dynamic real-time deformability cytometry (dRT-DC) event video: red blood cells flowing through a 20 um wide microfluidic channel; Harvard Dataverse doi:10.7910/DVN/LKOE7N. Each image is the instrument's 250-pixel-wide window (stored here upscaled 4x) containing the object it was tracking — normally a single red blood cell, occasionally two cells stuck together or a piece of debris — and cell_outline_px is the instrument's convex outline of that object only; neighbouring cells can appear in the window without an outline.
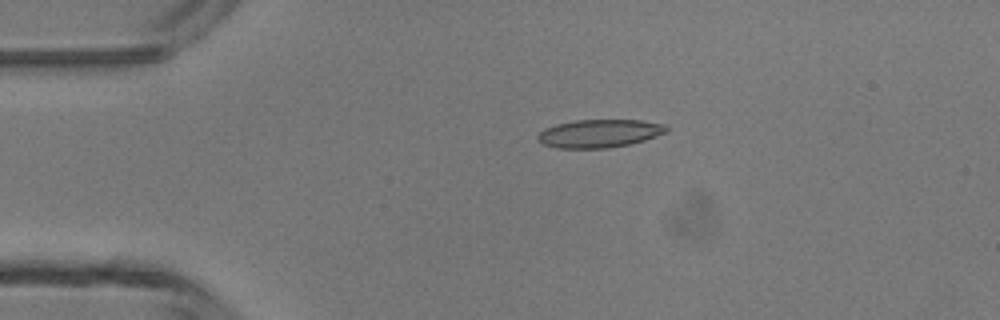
{"species": "common noctule bat (a hibernating species)", "species_latin": "Nyctalus noctula", "temperature_condition": "room temperature", "stored_images_in_passage": 3, "camera_frame_rate_fps": 3000, "um_per_image_px": 0.085, "animal": {"sex": "male", "body_mass_g": 13.3}, "frame": {"image": 1, "passage_image": 2, "time_ms": 1.0, "image_size_px": [1000, 320], "cell_outline_px": [[668, 132], [644, 140], [628, 144], [608, 148], [556, 148], [544, 144], [536, 136], [544, 128], [556, 124], [576, 120], [640, 120], [668, 124]], "centroid_in_image_um": [50.98, 11.33], "position_along_channel_um": 34.0, "area_um2": 21.1}}